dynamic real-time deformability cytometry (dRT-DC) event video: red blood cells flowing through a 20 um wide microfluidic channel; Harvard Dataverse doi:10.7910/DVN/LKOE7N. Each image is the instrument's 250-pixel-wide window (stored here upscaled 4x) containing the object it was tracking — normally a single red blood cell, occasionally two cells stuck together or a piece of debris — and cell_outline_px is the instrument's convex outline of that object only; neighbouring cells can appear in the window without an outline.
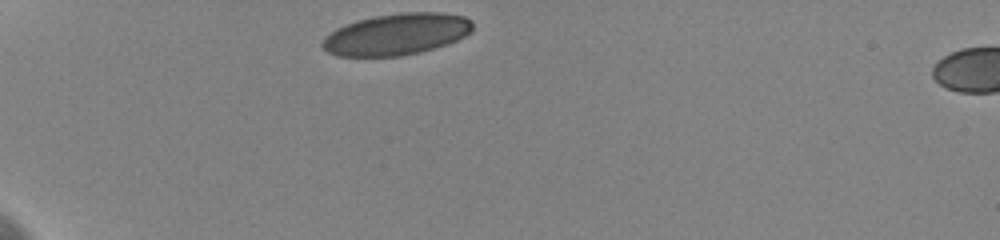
{"species": "human", "species_latin": "Homo sapiens", "temperature_condition": "cold", "stored_images_in_passage": 26, "camera_frame_rate_fps": 3000, "um_per_image_px": 0.085, "donor": {"sex": "female"}, "frame": {"image": 1, "passage_image": 1, "time_ms": 0.0, "image_size_px": [1000, 240], "cell_outline_px": [[472, 32], [448, 44], [420, 52], [400, 56], [336, 56], [328, 52], [320, 44], [336, 28], [344, 24], [356, 20], [376, 16], [400, 12], [444, 12], [464, 16], [472, 20]], "centroid_in_image_um": [33.73, 2.9], "position_along_channel_um": 51.3, "area_um2": 36.41}}